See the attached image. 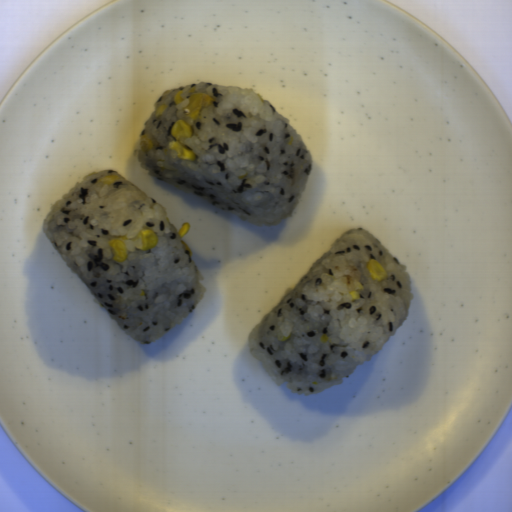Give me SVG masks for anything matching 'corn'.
<instances>
[{"label":"corn","mask_w":512,"mask_h":512,"mask_svg":"<svg viewBox=\"0 0 512 512\" xmlns=\"http://www.w3.org/2000/svg\"><path fill=\"white\" fill-rule=\"evenodd\" d=\"M99 180L103 184L112 185L116 180H118V176L114 175V176L103 177Z\"/></svg>","instance_id":"7"},{"label":"corn","mask_w":512,"mask_h":512,"mask_svg":"<svg viewBox=\"0 0 512 512\" xmlns=\"http://www.w3.org/2000/svg\"><path fill=\"white\" fill-rule=\"evenodd\" d=\"M181 242H182V245H183L184 249H185L187 252H189V256L191 257V256H192V251H191V249L189 248V246L186 244V242H185L184 240H181Z\"/></svg>","instance_id":"12"},{"label":"corn","mask_w":512,"mask_h":512,"mask_svg":"<svg viewBox=\"0 0 512 512\" xmlns=\"http://www.w3.org/2000/svg\"><path fill=\"white\" fill-rule=\"evenodd\" d=\"M167 108V105H158L156 110H155V116L156 118L159 117L160 115H162L164 113V111L166 110Z\"/></svg>","instance_id":"10"},{"label":"corn","mask_w":512,"mask_h":512,"mask_svg":"<svg viewBox=\"0 0 512 512\" xmlns=\"http://www.w3.org/2000/svg\"><path fill=\"white\" fill-rule=\"evenodd\" d=\"M189 231H190V224L188 222L183 223L182 227L180 228V230L178 232L179 237L186 236Z\"/></svg>","instance_id":"8"},{"label":"corn","mask_w":512,"mask_h":512,"mask_svg":"<svg viewBox=\"0 0 512 512\" xmlns=\"http://www.w3.org/2000/svg\"><path fill=\"white\" fill-rule=\"evenodd\" d=\"M159 237L151 229H144L138 232L137 238L134 240V247L139 251H149L155 246Z\"/></svg>","instance_id":"3"},{"label":"corn","mask_w":512,"mask_h":512,"mask_svg":"<svg viewBox=\"0 0 512 512\" xmlns=\"http://www.w3.org/2000/svg\"><path fill=\"white\" fill-rule=\"evenodd\" d=\"M183 93H184L183 90H177V92L174 94L173 99H174L175 104L178 105L182 102Z\"/></svg>","instance_id":"9"},{"label":"corn","mask_w":512,"mask_h":512,"mask_svg":"<svg viewBox=\"0 0 512 512\" xmlns=\"http://www.w3.org/2000/svg\"><path fill=\"white\" fill-rule=\"evenodd\" d=\"M171 136L174 138L168 143L167 148L174 150L176 156L183 160H195L196 154L180 142L181 138H190L192 134L191 127L184 120H177L171 126Z\"/></svg>","instance_id":"1"},{"label":"corn","mask_w":512,"mask_h":512,"mask_svg":"<svg viewBox=\"0 0 512 512\" xmlns=\"http://www.w3.org/2000/svg\"><path fill=\"white\" fill-rule=\"evenodd\" d=\"M349 296L353 301L359 300L360 298L359 293H357L355 290H352Z\"/></svg>","instance_id":"11"},{"label":"corn","mask_w":512,"mask_h":512,"mask_svg":"<svg viewBox=\"0 0 512 512\" xmlns=\"http://www.w3.org/2000/svg\"><path fill=\"white\" fill-rule=\"evenodd\" d=\"M139 145H140V148L142 151H149L152 146H153V143H152V139L150 138V136L146 133V134H142L140 136V139H139Z\"/></svg>","instance_id":"6"},{"label":"corn","mask_w":512,"mask_h":512,"mask_svg":"<svg viewBox=\"0 0 512 512\" xmlns=\"http://www.w3.org/2000/svg\"><path fill=\"white\" fill-rule=\"evenodd\" d=\"M367 271L372 280L375 281H384L387 277L388 272L383 267V265L377 261L375 258H371L367 264Z\"/></svg>","instance_id":"4"},{"label":"corn","mask_w":512,"mask_h":512,"mask_svg":"<svg viewBox=\"0 0 512 512\" xmlns=\"http://www.w3.org/2000/svg\"><path fill=\"white\" fill-rule=\"evenodd\" d=\"M108 246L111 249L114 261H124L128 256V249L125 243L119 239H113L108 242Z\"/></svg>","instance_id":"5"},{"label":"corn","mask_w":512,"mask_h":512,"mask_svg":"<svg viewBox=\"0 0 512 512\" xmlns=\"http://www.w3.org/2000/svg\"><path fill=\"white\" fill-rule=\"evenodd\" d=\"M211 101V95L205 92H197L191 94L189 97V105L185 109L186 115L188 117H196L200 112L201 108L209 105Z\"/></svg>","instance_id":"2"}]
</instances>
